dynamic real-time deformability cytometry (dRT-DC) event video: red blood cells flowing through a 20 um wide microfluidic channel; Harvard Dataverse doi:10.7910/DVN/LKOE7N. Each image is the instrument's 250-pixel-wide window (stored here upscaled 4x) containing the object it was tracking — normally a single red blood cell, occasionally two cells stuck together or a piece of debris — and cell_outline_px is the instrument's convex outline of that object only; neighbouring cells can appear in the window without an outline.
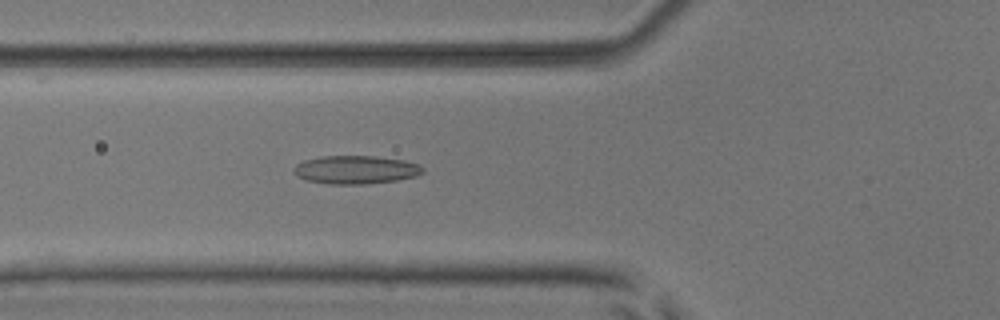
{"species": "common noctule bat (a hibernating species)", "species_latin": "Nyctalus noctula", "temperature_condition": "room temperature", "stored_images_in_passage": 6, "camera_frame_rate_fps": 3000, "um_per_image_px": 0.085, "animal": {"sex": "male", "body_mass_g": 17.9, "forearm_length_mm": 54.2}, "frame": {"image": 1, "passage_image": 6, "time_ms": 1.667, "image_size_px": [1000, 320], "cell_outline_px": [[424, 172], [416, 176], [396, 180], [364, 184], [328, 184], [304, 180], [296, 176], [292, 172], [292, 168], [296, 164], [304, 160], [320, 156], [376, 156], [404, 160], [416, 164], [424, 168]], "centroid_in_image_um": [30.17, 14.43], "position_along_channel_um": 95.6, "area_um2": 21.44}}